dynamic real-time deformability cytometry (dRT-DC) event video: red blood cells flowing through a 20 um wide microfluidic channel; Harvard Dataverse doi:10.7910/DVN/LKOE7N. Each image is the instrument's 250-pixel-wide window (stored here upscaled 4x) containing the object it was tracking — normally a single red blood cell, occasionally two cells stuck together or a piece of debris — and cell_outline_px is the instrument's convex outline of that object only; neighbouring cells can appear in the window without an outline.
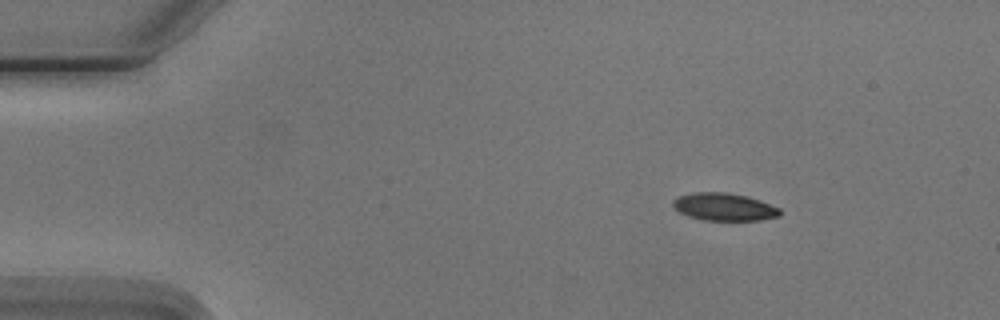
{"species": "Egyptian fruit bat (a non-hibernating species)", "species_latin": "Rousettus aegyptiacus", "temperature_condition": "cold", "stored_images_in_passage": 4, "camera_frame_rate_fps": 3000, "um_per_image_px": 0.085, "animal": {"sex": "male"}, "frame": {"image": 1, "passage_image": 1, "time_ms": 0.0, "image_size_px": [1000, 320], "cell_outline_px": [[780, 216], [760, 220], [704, 220], [688, 216], [680, 212], [672, 204], [672, 200], [680, 196], [692, 192], [724, 192], [744, 196], [760, 200], [780, 208]], "centroid_in_image_um": [61.55, 17.58], "position_along_channel_um": 23.4, "area_um2": 17.05}}
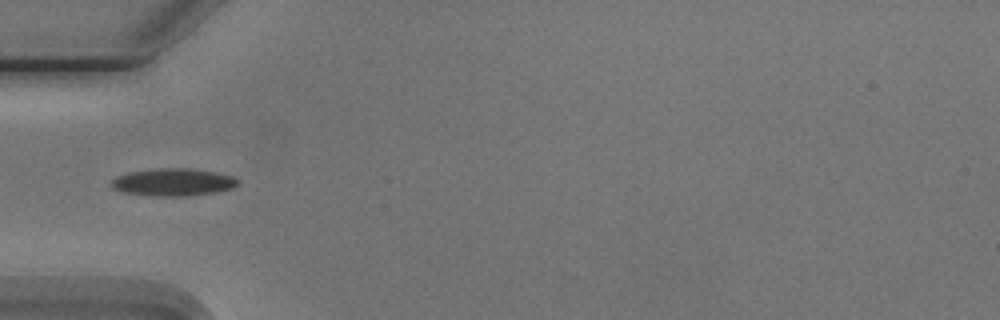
{"frame": {"image": 2, "passage_image": 4, "time_ms": 3.333, "image_size_px": [1000, 320], "cell_outline_px": [[236, 184], [232, 188], [216, 192], [188, 196], [156, 196], [120, 192], [112, 188], [112, 180], [116, 176], [128, 172], [160, 168], [192, 168], [216, 172], [232, 176], [236, 180]], "centroid_in_image_um": [14.68, 15.48], "position_along_channel_um": 70.3, "area_um2": 20.23}}